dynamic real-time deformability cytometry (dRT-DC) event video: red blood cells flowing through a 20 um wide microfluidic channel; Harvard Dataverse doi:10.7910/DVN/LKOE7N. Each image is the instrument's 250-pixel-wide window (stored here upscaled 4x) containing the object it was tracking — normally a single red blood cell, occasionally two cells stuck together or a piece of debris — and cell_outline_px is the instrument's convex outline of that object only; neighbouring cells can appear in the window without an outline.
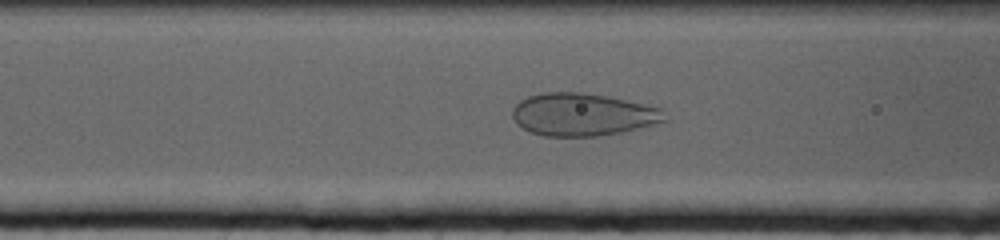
{"species": "human", "species_latin": "Homo sapiens", "temperature_condition": "cold", "stored_images_in_passage": 60, "camera_frame_rate_fps": 3000, "um_per_image_px": 0.085, "donor": {"sex": "female"}, "frame": {"image": 1, "passage_image": 16, "time_ms": 5.0, "image_size_px": [1000, 240], "cell_outline_px": [[668, 120], [620, 132], [596, 136], [544, 136], [532, 132], [516, 124], [512, 116], [512, 108], [520, 100], [528, 96], [540, 92], [580, 92], [608, 96], [660, 108]], "centroid_in_image_um": [49.46, 9.72], "position_along_channel_um": 117.1, "area_um2": 37.57}}
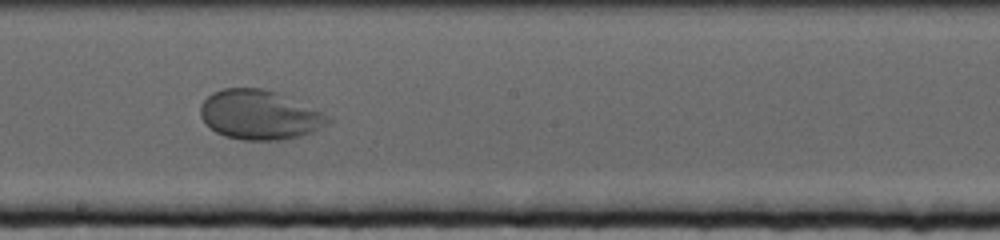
{"frame": {"image": 2, "passage_image": 28, "time_ms": 9.0, "image_size_px": [1000, 240], "cell_outline_px": [[332, 120], [316, 132], [300, 136], [280, 140], [244, 140], [224, 136], [216, 132], [200, 116], [200, 104], [212, 92], [224, 88], [264, 88], [276, 92], [332, 116]], "centroid_in_image_um": [22.08, 9.77], "position_along_channel_um": 226.1, "area_um2": 36.82}}
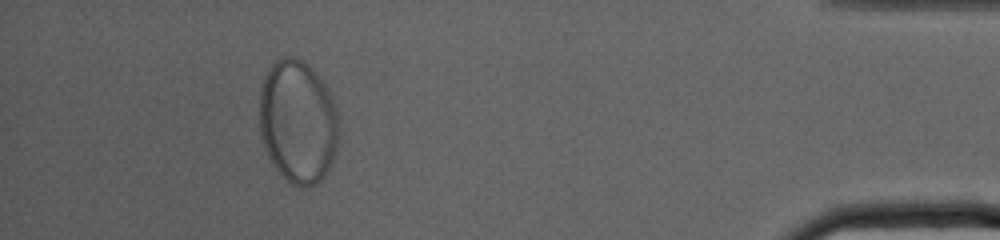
{"frame": {"image": 3, "passage_image": 54, "time_ms": 17.667, "image_size_px": [1000, 240], "cell_outline_px": [[340, 136], [336, 152], [328, 172], [316, 184], [304, 188], [292, 184], [272, 164], [264, 148], [260, 136], [260, 88], [264, 76], [268, 68], [276, 60], [284, 56], [296, 56], [304, 60], [312, 68], [328, 88], [336, 112], [340, 128]], "centroid_in_image_um": [25.33, 10.33], "position_along_channel_um": 409.9, "area_um2": 57.8}}